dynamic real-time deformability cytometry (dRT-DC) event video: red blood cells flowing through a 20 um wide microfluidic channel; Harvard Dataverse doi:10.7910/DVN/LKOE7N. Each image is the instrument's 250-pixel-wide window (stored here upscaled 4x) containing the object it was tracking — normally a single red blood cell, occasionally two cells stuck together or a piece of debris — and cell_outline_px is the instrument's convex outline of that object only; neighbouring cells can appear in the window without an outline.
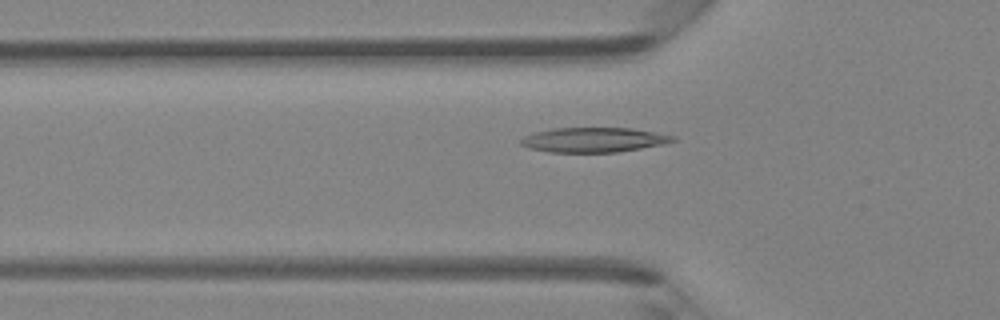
{"species": "Egyptian fruit bat (a non-hibernating species)", "species_latin": "Rousettus aegyptiacus", "temperature_condition": "room temperature", "stored_images_in_passage": 48, "camera_frame_rate_fps": 3000, "um_per_image_px": 0.085, "animal": {"sex": "female"}, "frame": {"image": 1, "passage_image": 16, "time_ms": 5.0, "image_size_px": [1000, 320], "cell_outline_px": [[676, 140], [664, 144], [616, 152], [548, 152], [528, 148], [520, 144], [520, 140], [524, 136], [536, 132], [552, 128], [632, 128], [676, 136]], "centroid_in_image_um": [50.45, 11.88], "position_along_channel_um": 75.4, "area_um2": 21.85}}
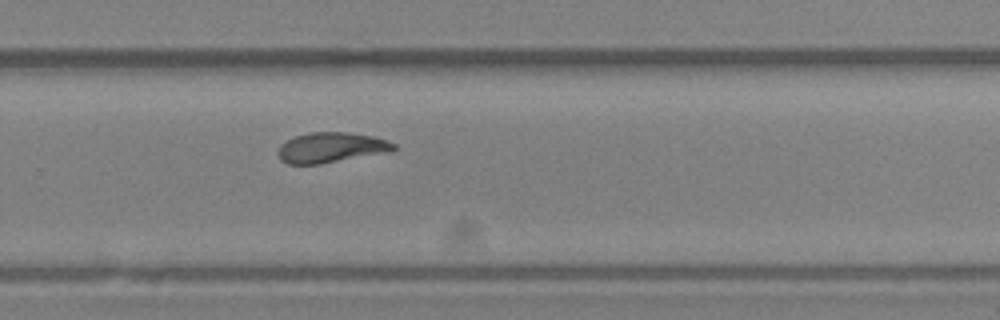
{"frame": {"image": 2, "passage_image": 32, "time_ms": 10.333, "image_size_px": [1000, 320], "cell_outline_px": [[396, 148], [392, 152], [320, 164], [288, 164], [280, 160], [276, 152], [280, 144], [296, 136], [312, 132], [348, 132], [372, 136], [396, 144]], "centroid_in_image_um": [28.14, 12.55], "position_along_channel_um": 301.7, "area_um2": 20.52}}
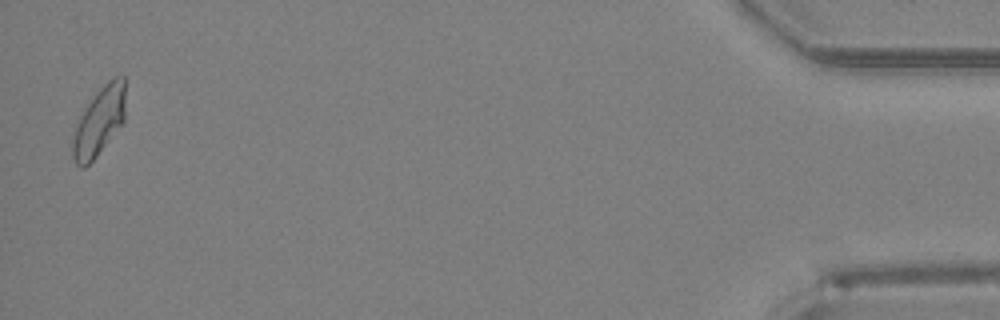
{"frame": {"image": 3, "passage_image": 47, "time_ms": 15.333, "image_size_px": [1000, 320], "cell_outline_px": [[124, 120], [96, 156], [84, 168], [80, 168], [76, 164], [72, 156], [72, 140], [80, 116], [84, 108], [96, 92], [112, 76], [124, 76]], "centroid_in_image_um": [8.41, 10.3], "position_along_channel_um": 426.8, "area_um2": 20.63}, "authors_computed_cell_mechanics": {"area_um2": 21.1837, "velocity_mm_per_s": 4.247, "shape_relaxation_time_tau1_ms": 7.4164, "shape_relaxation_time_tau2_ms": 2.4263, "deformation_change_tau1": 0.2241, "deformation_change_tau2": 0.0905}}